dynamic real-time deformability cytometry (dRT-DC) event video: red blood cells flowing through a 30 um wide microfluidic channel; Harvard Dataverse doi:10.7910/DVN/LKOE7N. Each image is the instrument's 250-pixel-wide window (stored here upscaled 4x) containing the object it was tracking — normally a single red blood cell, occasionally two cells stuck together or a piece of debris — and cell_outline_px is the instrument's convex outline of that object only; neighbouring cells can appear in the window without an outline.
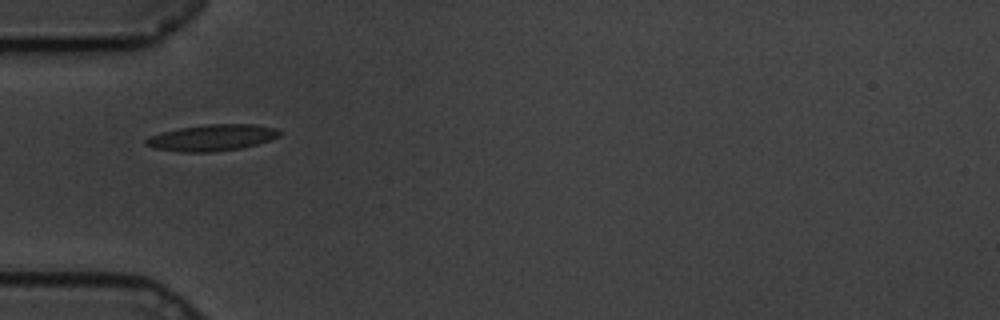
{"species": "common noctule bat (a hibernating species)", "species_latin": "Nyctalus noctula", "temperature_condition": "cold", "stored_images_in_passage": 5, "camera_frame_rate_fps": 3000, "um_per_image_px": 0.085, "animal": {"sex": "male", "body_mass_g": 19.5, "forearm_length_mm": 54.6}, "frame": {"image": 1, "passage_image": 1, "time_ms": 0.0, "image_size_px": [1000, 320], "cell_outline_px": [[280, 136], [256, 144], [240, 148], [216, 152], [180, 152], [156, 148], [144, 144], [144, 140], [148, 136], [160, 132], [180, 128], [204, 124], [256, 124], [276, 128], [280, 132]], "centroid_in_image_um": [17.99, 11.7], "position_along_channel_um": 67.0, "area_um2": 20.58}}
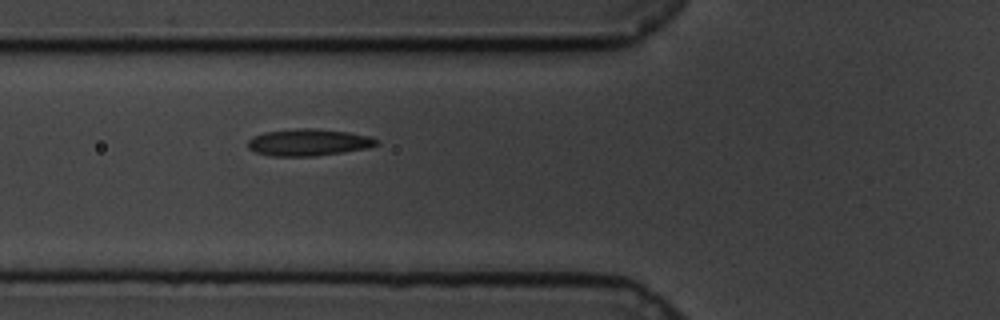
{"frame": {"image": 2, "passage_image": 4, "time_ms": 1.0, "image_size_px": [1000, 320], "cell_outline_px": [[380, 144], [368, 148], [344, 152], [316, 156], [272, 156], [256, 152], [248, 148], [248, 140], [264, 132], [300, 128], [312, 128], [348, 132], [368, 136], [380, 140]], "centroid_in_image_um": [26.27, 12.11], "position_along_channel_um": 99.5, "area_um2": 20.11}}